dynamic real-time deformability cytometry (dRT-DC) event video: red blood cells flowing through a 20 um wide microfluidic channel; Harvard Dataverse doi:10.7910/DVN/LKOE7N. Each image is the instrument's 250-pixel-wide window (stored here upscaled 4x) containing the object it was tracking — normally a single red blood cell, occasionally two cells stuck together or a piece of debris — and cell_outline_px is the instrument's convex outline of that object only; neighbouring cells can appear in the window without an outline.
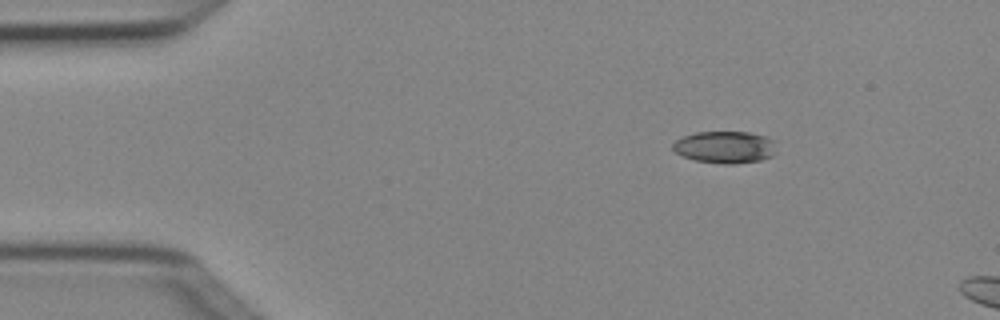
{"species": "Egyptian fruit bat (a non-hibernating species)", "species_latin": "Rousettus aegyptiacus", "temperature_condition": "cold", "stored_images_in_passage": 2, "camera_frame_rate_fps": 3000, "um_per_image_px": 0.085, "animal": {"sex": "female"}, "frame": {"image": 1, "passage_image": 1, "time_ms": 0.0, "image_size_px": [1000, 320], "cell_outline_px": [[776, 152], [772, 156], [760, 160], [732, 164], [724, 164], [696, 160], [684, 156], [676, 152], [672, 148], [672, 144], [676, 140], [684, 136], [696, 132], [748, 132], [768, 136], [772, 140]], "centroid_in_image_um": [61.63, 12.5], "position_along_channel_um": 23.4, "area_um2": 19.25}}